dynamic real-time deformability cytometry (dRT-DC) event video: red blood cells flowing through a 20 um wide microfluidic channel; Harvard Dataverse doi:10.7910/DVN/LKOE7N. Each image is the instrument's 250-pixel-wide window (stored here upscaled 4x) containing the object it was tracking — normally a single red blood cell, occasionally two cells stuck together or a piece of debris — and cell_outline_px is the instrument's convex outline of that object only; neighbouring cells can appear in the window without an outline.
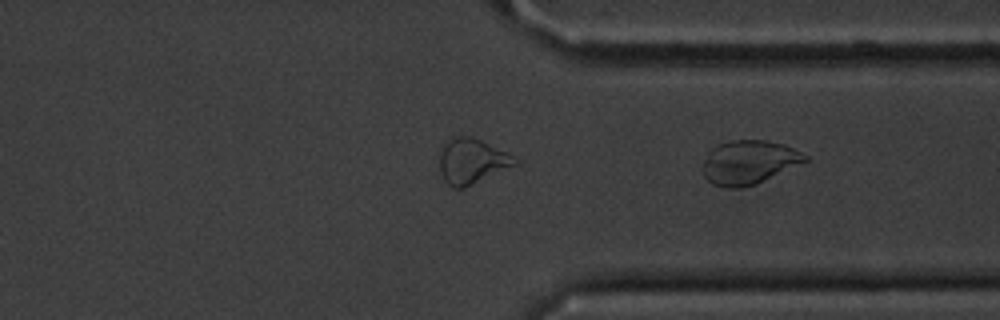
{"species": "common noctule bat (a hibernating species)", "species_latin": "Nyctalus noctula", "temperature_condition": "cold", "stored_images_in_passage": 35, "camera_frame_rate_fps": 3000, "um_per_image_px": 0.085, "animal": {"sex": "male", "body_mass_g": 20.1, "forearm_length_mm": 53.5}, "frame": {"image": 1, "passage_image": 35, "time_ms": 11.333, "image_size_px": [1000, 320], "cell_outline_px": [[808, 160], [756, 184], [736, 188], [728, 188], [712, 184], [704, 176], [700, 168], [708, 152], [716, 144], [728, 140], [764, 140], [780, 144], [792, 148], [808, 156]], "centroid_in_image_um": [63.59, 13.79], "position_along_channel_um": 347.8, "area_um2": 26.07}}